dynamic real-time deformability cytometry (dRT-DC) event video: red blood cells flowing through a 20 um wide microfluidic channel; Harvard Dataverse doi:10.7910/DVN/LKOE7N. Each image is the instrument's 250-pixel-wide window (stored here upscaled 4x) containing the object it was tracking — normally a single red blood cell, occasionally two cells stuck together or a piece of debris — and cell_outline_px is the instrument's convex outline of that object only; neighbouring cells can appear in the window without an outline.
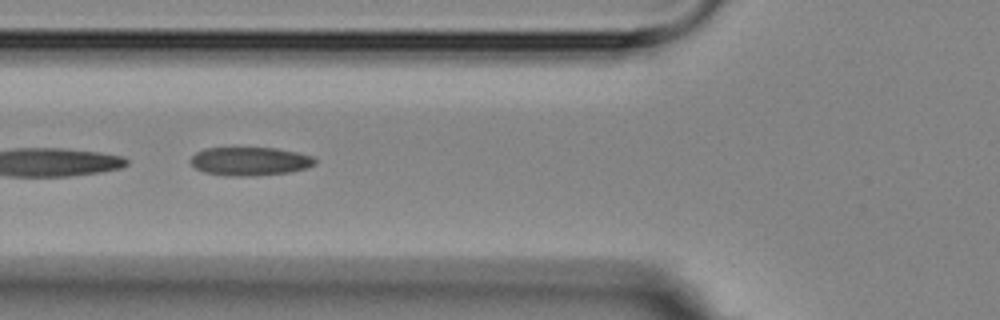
{"species": "Egyptian fruit bat (a non-hibernating species)", "species_latin": "Rousettus aegyptiacus", "temperature_condition": "room temperature", "stored_images_in_passage": 12, "camera_frame_rate_fps": 3000, "um_per_image_px": 0.085, "animal": {"sex": "female"}, "frame": {"image": 1, "passage_image": 3, "time_ms": 2.333, "image_size_px": [1000, 320], "cell_outline_px": [[316, 164], [308, 168], [288, 172], [256, 176], [224, 176], [204, 172], [196, 168], [192, 164], [192, 156], [196, 152], [204, 148], [276, 148], [296, 152], [312, 156], [316, 160]], "centroid_in_image_um": [21.26, 13.72], "position_along_channel_um": 104.5, "area_um2": 20.69}}
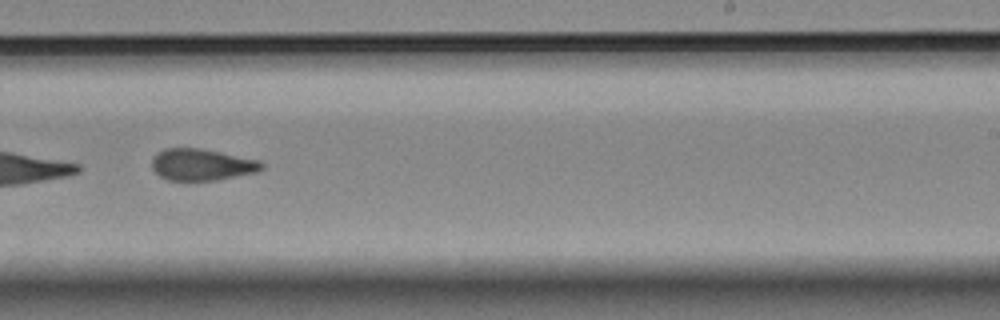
{"frame": {"image": 2, "passage_image": 7, "time_ms": 7.0, "image_size_px": [1000, 320], "cell_outline_px": [[264, 168], [256, 172], [220, 180], [168, 180], [160, 176], [152, 168], [152, 156], [156, 152], [164, 148], [200, 148], [260, 160], [264, 164]], "centroid_in_image_um": [17.15, 13.99], "position_along_channel_um": 271.9, "area_um2": 20.4}}
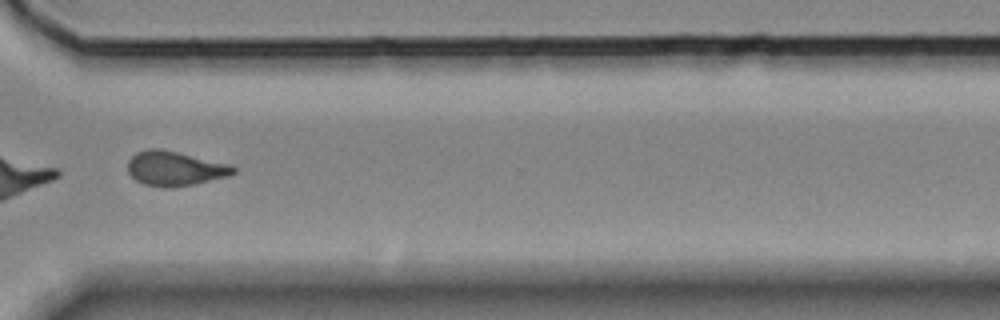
{"frame": {"image": 3, "passage_image": 9, "time_ms": 9.333, "image_size_px": [1000, 320], "cell_outline_px": [[236, 172], [228, 176], [192, 184], [168, 188], [164, 188], [144, 184], [136, 180], [128, 172], [128, 160], [136, 152], [148, 148], [160, 148], [232, 164], [236, 168]], "centroid_in_image_um": [14.87, 14.31], "position_along_channel_um": 355.7, "area_um2": 21.33}}